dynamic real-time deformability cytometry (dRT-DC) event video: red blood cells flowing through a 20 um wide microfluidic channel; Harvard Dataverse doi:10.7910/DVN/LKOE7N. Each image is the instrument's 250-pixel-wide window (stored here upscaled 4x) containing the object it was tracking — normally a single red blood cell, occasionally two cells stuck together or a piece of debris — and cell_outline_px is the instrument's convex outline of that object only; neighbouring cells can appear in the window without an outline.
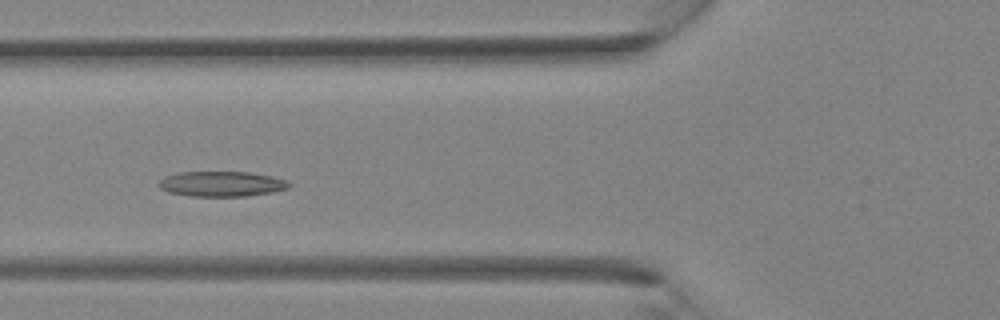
{"species": "Egyptian fruit bat (a non-hibernating species)", "species_latin": "Rousettus aegyptiacus", "temperature_condition": "room temperature", "stored_images_in_passage": 30, "camera_frame_rate_fps": 3000, "um_per_image_px": 0.085, "animal": {"sex": "female"}, "frame": {"image": 1, "passage_image": 7, "time_ms": 2.0, "image_size_px": [1000, 320], "cell_outline_px": [[292, 184], [288, 188], [272, 192], [244, 196], [192, 196], [168, 192], [160, 188], [156, 184], [164, 176], [180, 172], [248, 172], [272, 176], [288, 180]], "centroid_in_image_um": [18.83, 15.62], "position_along_channel_um": 107.0, "area_um2": 19.19}}
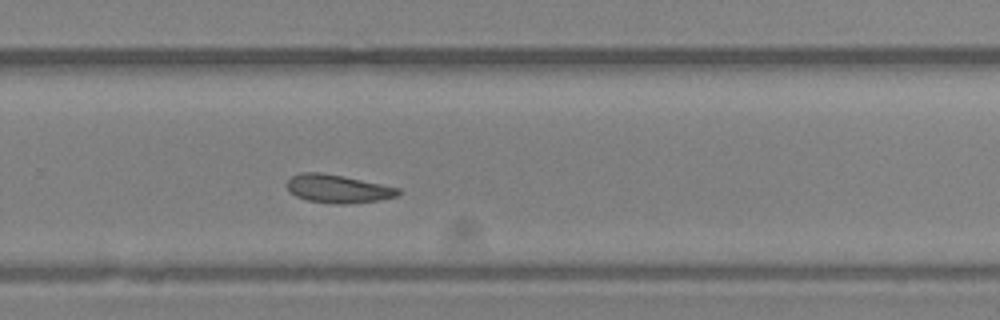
{"frame": {"image": 2, "passage_image": 18, "time_ms": 5.667, "image_size_px": [1000, 320], "cell_outline_px": [[400, 192], [396, 196], [380, 200], [348, 204], [332, 204], [308, 200], [296, 196], [288, 192], [284, 184], [292, 176], [300, 172], [320, 172], [344, 176], [400, 188]], "centroid_in_image_um": [28.67, 16.04], "position_along_channel_um": 301.1, "area_um2": 18.5}}
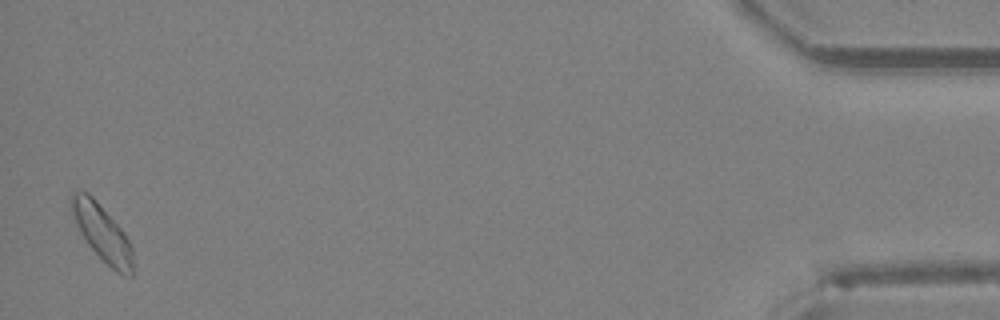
{"frame": {"image": 3, "passage_image": 30, "time_ms": 9.667, "image_size_px": [1000, 320], "cell_outline_px": [[132, 276], [128, 276], [116, 272], [88, 244], [80, 232], [76, 224], [68, 204], [68, 200], [72, 192], [88, 192], [96, 200], [124, 232], [132, 248]], "centroid_in_image_um": [8.64, 19.74], "position_along_channel_um": 426.6, "area_um2": 19.88}}